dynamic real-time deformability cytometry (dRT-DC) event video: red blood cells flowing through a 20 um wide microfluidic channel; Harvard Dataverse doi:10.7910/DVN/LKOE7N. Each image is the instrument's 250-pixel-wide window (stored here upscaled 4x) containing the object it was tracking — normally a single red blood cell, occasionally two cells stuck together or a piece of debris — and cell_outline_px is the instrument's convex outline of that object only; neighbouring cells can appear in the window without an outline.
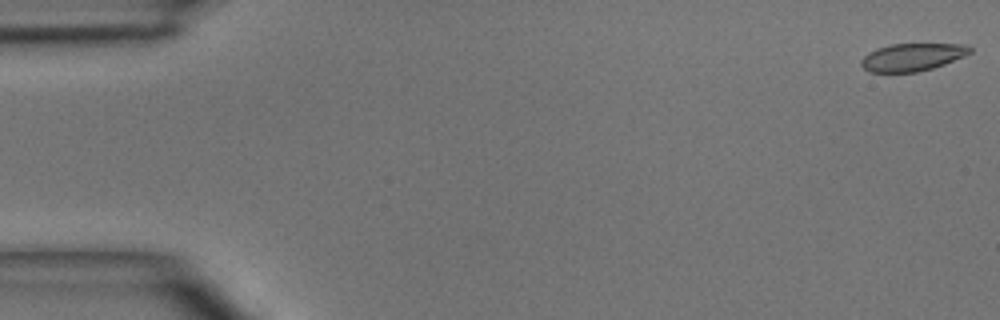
{"species": "common noctule bat (a hibernating species)", "species_latin": "Nyctalus noctula", "temperature_condition": "room temperature", "stored_images_in_passage": 6, "camera_frame_rate_fps": 3000, "um_per_image_px": 0.085, "animal": {"sex": "male", "body_mass_g": 15.6}, "frame": {"image": 1, "passage_image": 1, "time_ms": 0.0, "image_size_px": [1000, 320], "cell_outline_px": [[972, 52], [964, 56], [944, 64], [932, 68], [916, 72], [868, 72], [860, 64], [860, 60], [868, 52], [876, 48], [892, 44], [968, 44], [972, 48]], "centroid_in_image_um": [77.53, 4.85], "position_along_channel_um": 7.5, "area_um2": 17.57}}
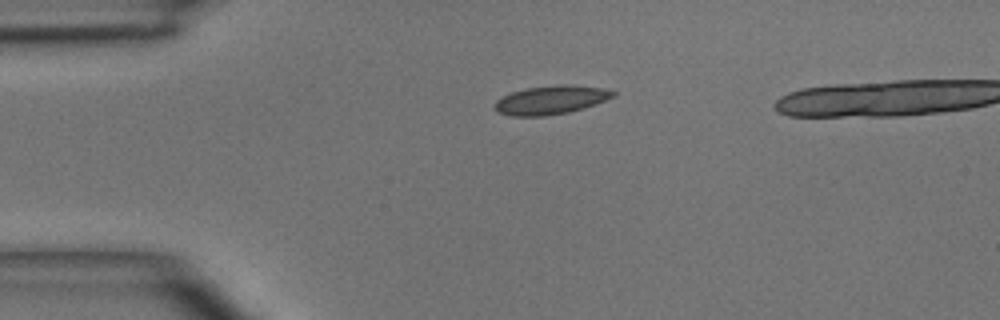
{"frame": {"image": 2, "passage_image": 3, "time_ms": 3.333, "image_size_px": [1000, 320], "cell_outline_px": [[616, 96], [596, 104], [584, 108], [568, 112], [544, 116], [508, 116], [500, 112], [496, 108], [496, 100], [512, 92], [528, 88], [564, 84], [568, 84], [604, 88], [616, 92]], "centroid_in_image_um": [46.88, 8.5], "position_along_channel_um": 38.1, "area_um2": 19.59}}
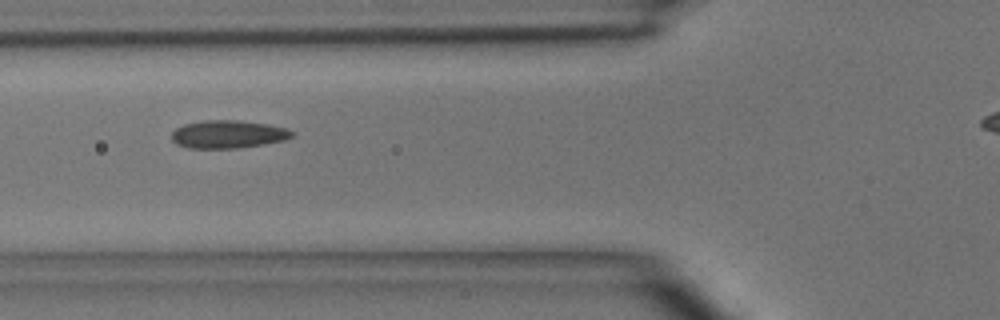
{"frame": {"image": 3, "passage_image": 5, "time_ms": 5.667, "image_size_px": [1000, 320], "cell_outline_px": [[296, 132], [292, 136], [284, 140], [264, 144], [236, 148], [188, 148], [176, 144], [172, 140], [172, 132], [176, 128], [184, 124], [204, 120], [240, 120], [288, 128]], "centroid_in_image_um": [19.38, 11.41], "position_along_channel_um": 106.4, "area_um2": 19.59}}